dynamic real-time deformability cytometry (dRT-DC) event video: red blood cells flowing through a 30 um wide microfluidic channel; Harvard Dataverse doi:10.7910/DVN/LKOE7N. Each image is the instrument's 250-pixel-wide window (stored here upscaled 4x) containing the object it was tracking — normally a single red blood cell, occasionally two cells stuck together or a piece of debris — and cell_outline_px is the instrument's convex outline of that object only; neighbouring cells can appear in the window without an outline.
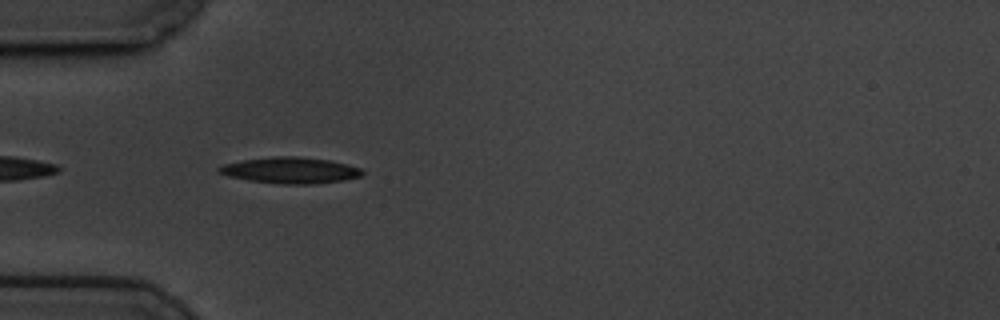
{"species": "common noctule bat (a hibernating species)", "species_latin": "Nyctalus noctula", "temperature_condition": "cold", "stored_images_in_passage": 40, "camera_frame_rate_fps": 3000, "um_per_image_px": 0.085, "animal": {"sex": "male", "body_mass_g": 19.5, "forearm_length_mm": 54.6}, "frame": {"image": 1, "passage_image": 3, "time_ms": 0.667, "image_size_px": [1000, 320], "cell_outline_px": [[364, 172], [360, 176], [344, 180], [312, 184], [280, 184], [248, 180], [228, 176], [216, 172], [216, 168], [224, 164], [240, 160], [272, 156], [300, 156], [328, 160], [348, 164], [360, 168]], "centroid_in_image_um": [24.63, 14.47], "position_along_channel_um": 60.4, "area_um2": 22.02}}
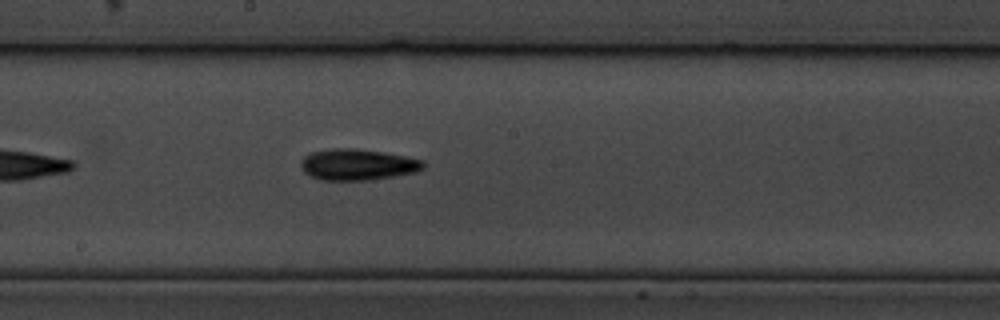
{"frame": {"image": 2, "passage_image": 17, "time_ms": 5.333, "image_size_px": [1000, 320], "cell_outline_px": [[424, 168], [416, 172], [372, 180], [320, 180], [308, 176], [300, 168], [300, 160], [304, 156], [312, 152], [332, 148], [356, 148], [404, 156], [424, 160]], "centroid_in_image_um": [30.35, 14.0], "position_along_channel_um": 217.9, "area_um2": 22.43}}
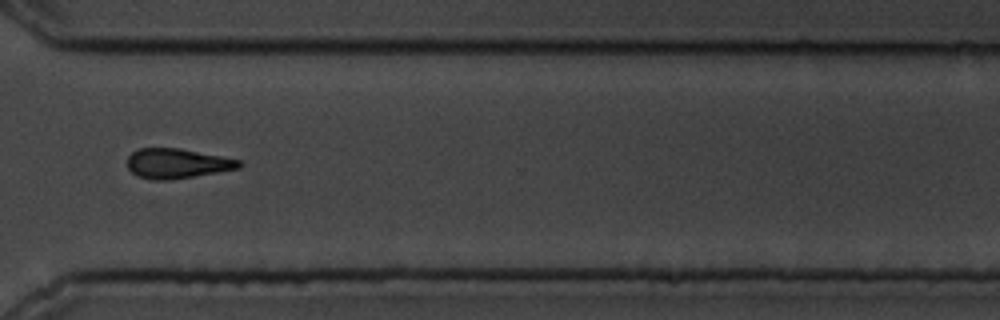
{"frame": {"image": 3, "passage_image": 29, "time_ms": 9.333, "image_size_px": [1000, 320], "cell_outline_px": [[244, 164], [240, 168], [168, 180], [152, 180], [136, 176], [128, 168], [128, 156], [132, 152], [140, 148], [180, 148], [240, 160]], "centroid_in_image_um": [15.03, 13.89], "position_along_channel_um": 355.6, "area_um2": 19.31}, "authors_computed_cell_mechanics": {"area_um2": 20.2011, "velocity_mm_per_s": 3.4504, "shape_relaxation_time_tau1_ms": 2.4083, "shape_relaxation_time_tau2_ms": null, "deformation_change_tau1": 0.1021, "deformation_change_tau2": null}}